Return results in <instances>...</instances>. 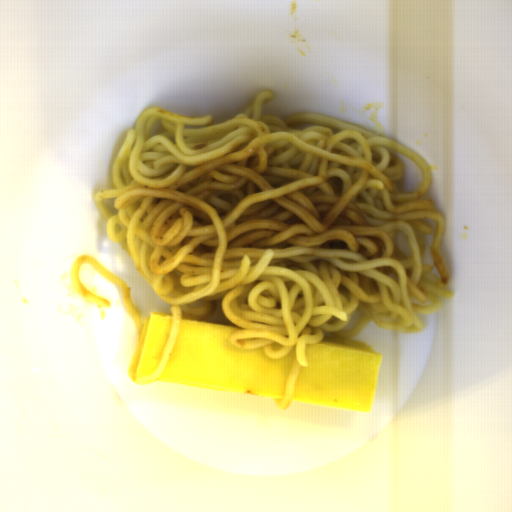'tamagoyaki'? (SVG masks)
Wrapping results in <instances>:
<instances>
[{
  "label": "tamagoyaki",
  "instance_id": "tamagoyaki-3",
  "mask_svg": "<svg viewBox=\"0 0 512 512\" xmlns=\"http://www.w3.org/2000/svg\"><path fill=\"white\" fill-rule=\"evenodd\" d=\"M172 313H150L143 319L141 353L135 369L136 378L156 371L169 343Z\"/></svg>",
  "mask_w": 512,
  "mask_h": 512
},
{
  "label": "tamagoyaki",
  "instance_id": "tamagoyaki-1",
  "mask_svg": "<svg viewBox=\"0 0 512 512\" xmlns=\"http://www.w3.org/2000/svg\"><path fill=\"white\" fill-rule=\"evenodd\" d=\"M244 331L228 319L183 315L178 338L157 381L282 400L296 346L281 359L234 348L228 333Z\"/></svg>",
  "mask_w": 512,
  "mask_h": 512
},
{
  "label": "tamagoyaki",
  "instance_id": "tamagoyaki-2",
  "mask_svg": "<svg viewBox=\"0 0 512 512\" xmlns=\"http://www.w3.org/2000/svg\"><path fill=\"white\" fill-rule=\"evenodd\" d=\"M292 401L370 411L382 355L364 341L327 337L306 345Z\"/></svg>",
  "mask_w": 512,
  "mask_h": 512
}]
</instances>
